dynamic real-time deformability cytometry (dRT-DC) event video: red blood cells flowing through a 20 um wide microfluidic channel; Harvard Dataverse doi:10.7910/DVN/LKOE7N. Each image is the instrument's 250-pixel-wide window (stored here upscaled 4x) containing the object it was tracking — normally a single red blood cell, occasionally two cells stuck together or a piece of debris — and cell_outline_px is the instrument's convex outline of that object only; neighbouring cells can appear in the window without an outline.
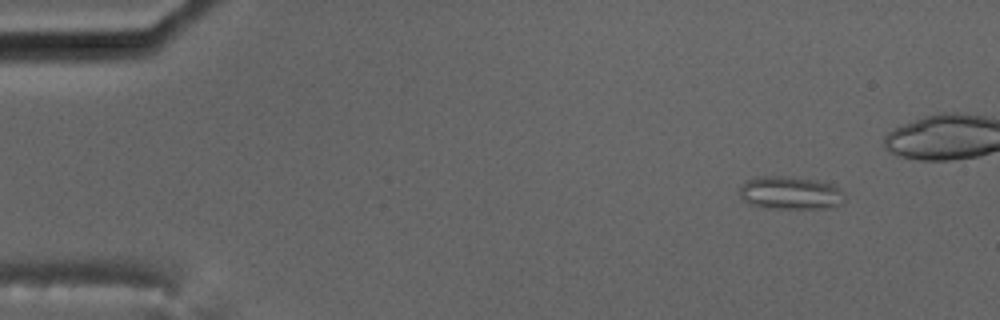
{"species": "common noctule bat (a hibernating species)", "species_latin": "Nyctalus noctula", "temperature_condition": "cold", "stored_images_in_passage": 5, "camera_frame_rate_fps": 3000, "um_per_image_px": 0.085, "animal": {"sex": "male", "body_mass_g": 17.5, "forearm_length_mm": 52.3}, "frame": {"image": 1, "passage_image": 1, "time_ms": 0.0, "image_size_px": [1000, 320], "cell_outline_px": [[848, 200], [844, 204], [832, 208], [772, 208], [748, 204], [740, 196], [740, 188], [744, 180], [756, 176], [780, 176], [816, 180], [832, 184], [844, 192]], "centroid_in_image_um": [67.23, 16.4], "position_along_channel_um": 17.8, "area_um2": 20.58}}